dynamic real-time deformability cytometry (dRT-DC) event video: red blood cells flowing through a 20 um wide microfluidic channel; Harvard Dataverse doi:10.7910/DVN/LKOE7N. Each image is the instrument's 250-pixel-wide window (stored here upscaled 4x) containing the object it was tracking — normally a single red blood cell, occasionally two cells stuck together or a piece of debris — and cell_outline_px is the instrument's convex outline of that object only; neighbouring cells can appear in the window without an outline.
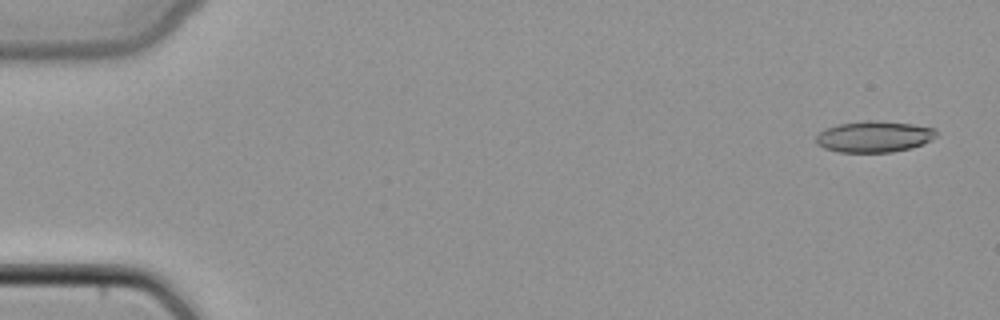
{"species": "common noctule bat (a hibernating species)", "species_latin": "Nyctalus noctula", "temperature_condition": "cold", "stored_images_in_passage": 45, "camera_frame_rate_fps": 3000, "um_per_image_px": 0.085, "animal": {"sex": "female", "body_mass_g": 22.7, "forearm_length_mm": 54.2}, "frame": {"image": 1, "passage_image": 2, "time_ms": 0.333, "image_size_px": [1000, 320], "cell_outline_px": [[940, 132], [932, 140], [924, 144], [912, 148], [892, 152], [840, 152], [824, 148], [816, 144], [816, 136], [820, 132], [828, 128], [840, 124], [868, 120], [872, 120], [912, 124], [936, 128]], "centroid_in_image_um": [74.36, 11.62], "position_along_channel_um": 10.6, "area_um2": 21.96}}
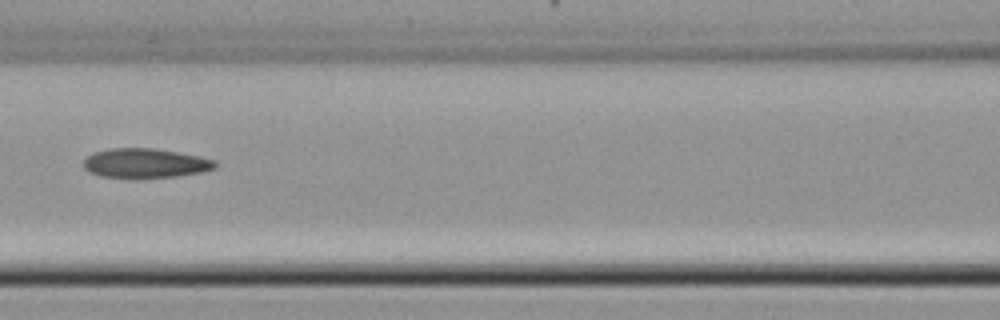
{"frame": {"image": 2, "passage_image": 22, "time_ms": 7.0, "image_size_px": [1000, 320], "cell_outline_px": [[216, 168], [204, 172], [176, 176], [100, 176], [88, 172], [84, 168], [84, 160], [92, 152], [112, 148], [152, 148], [200, 156], [216, 160]], "centroid_in_image_um": [12.37, 13.84], "position_along_channel_um": 154.2, "area_um2": 22.14}}
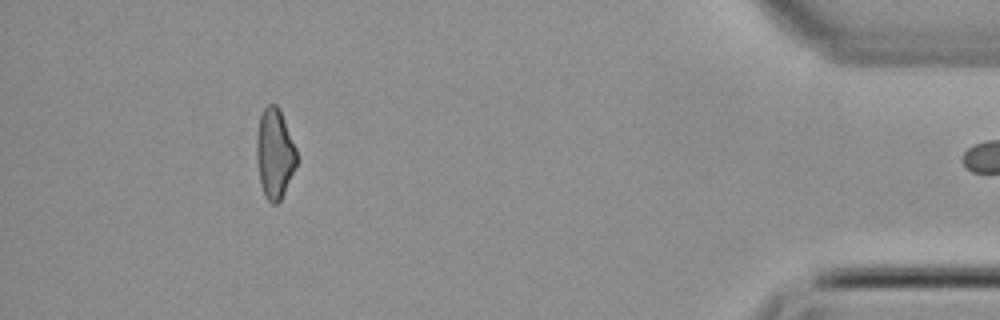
{"frame": {"image": 3, "passage_image": 44, "time_ms": 14.333, "image_size_px": [1000, 320], "cell_outline_px": [[296, 164], [284, 192], [280, 200], [276, 204], [272, 204], [264, 196], [260, 184], [256, 160], [256, 136], [260, 116], [264, 108], [268, 104], [276, 104], [280, 108], [296, 148]], "centroid_in_image_um": [23.32, 13.03], "position_along_channel_um": 411.9, "area_um2": 21.04}}